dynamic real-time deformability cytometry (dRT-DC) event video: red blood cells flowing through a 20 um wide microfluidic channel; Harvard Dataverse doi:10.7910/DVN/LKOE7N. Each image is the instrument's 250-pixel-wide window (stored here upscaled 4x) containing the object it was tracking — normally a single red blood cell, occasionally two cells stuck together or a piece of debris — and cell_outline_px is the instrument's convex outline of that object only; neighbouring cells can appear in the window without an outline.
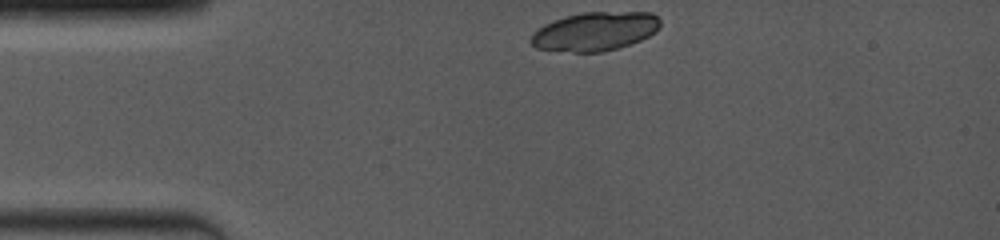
{"species": "common noctule bat (a hibernating species)", "species_latin": "Nyctalus noctula", "temperature_condition": "room temperature", "stored_images_in_passage": 2, "camera_frame_rate_fps": 4000, "um_per_image_px": 0.085, "animal": {"sex": "female", "body_mass_g": 19.0, "forearm_length_mm": 53.3}, "frame": {"image": 1, "passage_image": 1, "time_ms": 0.0, "image_size_px": [1000, 240], "cell_outline_px": [[660, 28], [656, 32], [640, 40], [616, 48], [600, 52], [572, 52], [536, 48], [528, 40], [532, 32], [544, 24], [552, 20], [564, 16], [584, 12], [652, 12], [660, 20]], "centroid_in_image_um": [50.54, 2.66], "position_along_channel_um": 34.5, "area_um2": 29.36}}